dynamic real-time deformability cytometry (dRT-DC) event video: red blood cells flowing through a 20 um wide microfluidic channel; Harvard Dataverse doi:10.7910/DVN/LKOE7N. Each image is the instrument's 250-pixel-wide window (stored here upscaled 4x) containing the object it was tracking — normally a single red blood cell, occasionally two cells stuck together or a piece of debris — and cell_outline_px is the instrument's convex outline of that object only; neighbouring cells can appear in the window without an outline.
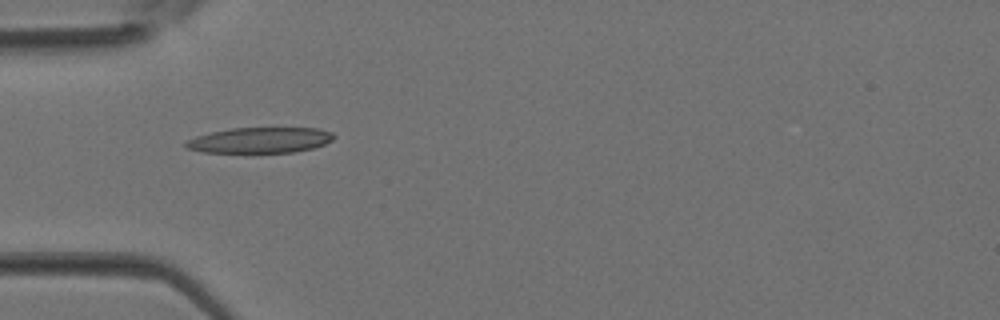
{"species": "Egyptian fruit bat (a non-hibernating species)", "species_latin": "Rousettus aegyptiacus", "temperature_condition": "room temperature", "stored_images_in_passage": 2, "camera_frame_rate_fps": 3000, "um_per_image_px": 0.085, "animal": {"sex": "female"}, "frame": {"image": 1, "passage_image": 1, "time_ms": 0.0, "image_size_px": [1000, 320], "cell_outline_px": [[336, 136], [332, 140], [324, 144], [312, 148], [292, 152], [204, 152], [188, 148], [184, 144], [188, 140], [196, 136], [212, 132], [232, 128], [316, 128], [332, 132]], "centroid_in_image_um": [22.13, 11.91], "position_along_channel_um": 62.9, "area_um2": 21.79}}
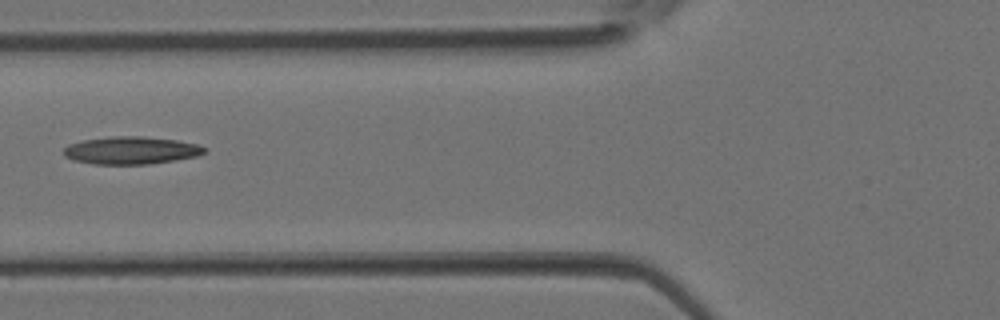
{"frame": {"image": 2, "passage_image": 2, "time_ms": 0.333, "image_size_px": [1000, 320], "cell_outline_px": [[208, 148], [204, 152], [196, 156], [148, 164], [92, 164], [72, 160], [64, 156], [64, 148], [68, 144], [84, 140], [112, 136], [144, 136], [176, 140], [200, 144]], "centroid_in_image_um": [11.13, 12.77], "position_along_channel_um": 114.7, "area_um2": 22.66}}